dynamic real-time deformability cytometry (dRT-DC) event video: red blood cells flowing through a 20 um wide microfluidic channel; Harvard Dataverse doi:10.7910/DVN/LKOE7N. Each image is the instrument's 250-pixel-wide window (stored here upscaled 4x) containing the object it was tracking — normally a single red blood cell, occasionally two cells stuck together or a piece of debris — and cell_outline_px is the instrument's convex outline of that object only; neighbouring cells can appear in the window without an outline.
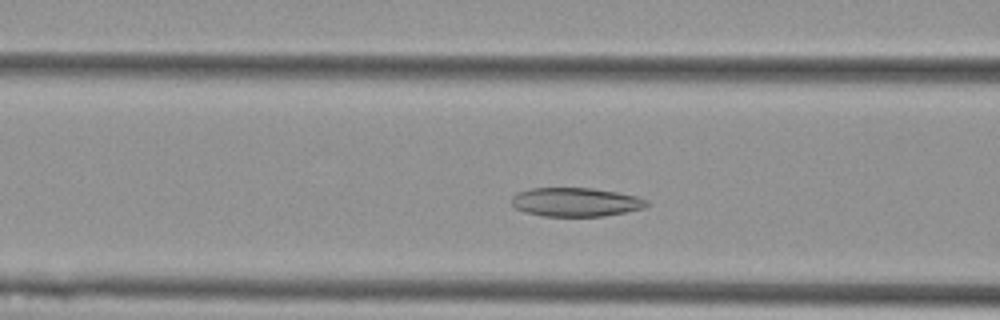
{"species": "Egyptian fruit bat (a non-hibernating species)", "species_latin": "Rousettus aegyptiacus", "temperature_condition": "cold", "stored_images_in_passage": 37, "camera_frame_rate_fps": 3000, "um_per_image_px": 0.085, "animal": {"sex": "female"}, "frame": {"image": 1, "passage_image": 6, "time_ms": 1.667, "image_size_px": [1000, 320], "cell_outline_px": [[652, 204], [644, 208], [604, 216], [540, 216], [524, 212], [516, 208], [512, 204], [512, 196], [528, 188], [592, 188], [616, 192], [636, 196], [648, 200]], "centroid_in_image_um": [48.95, 17.18], "position_along_channel_um": 117.6, "area_um2": 22.77}}
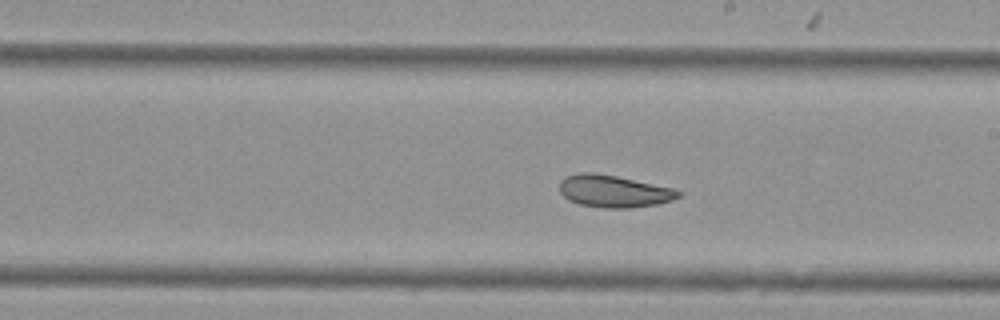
{"frame": {"image": 2, "passage_image": 16, "time_ms": 5.0, "image_size_px": [1000, 320], "cell_outline_px": [[680, 196], [672, 200], [660, 204], [628, 208], [604, 208], [580, 204], [568, 200], [560, 192], [560, 180], [564, 176], [580, 172], [592, 172], [616, 176], [676, 188], [680, 192]], "centroid_in_image_um": [52.18, 16.25], "position_along_channel_um": 236.8, "area_um2": 22.48}}
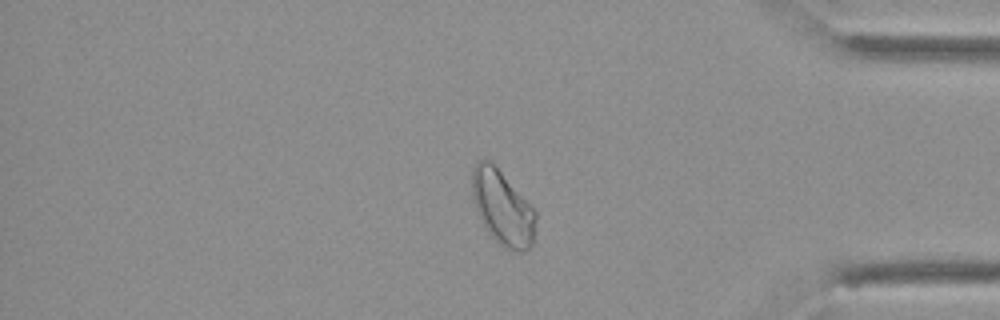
{"frame": {"image": 3, "passage_image": 31, "time_ms": 10.0, "image_size_px": [1000, 320], "cell_outline_px": [[536, 220], [532, 244], [528, 248], [520, 252], [512, 252], [500, 244], [488, 232], [476, 208], [472, 196], [472, 168], [476, 160], [488, 160], [500, 172], [536, 212]], "centroid_in_image_um": [42.7, 17.68], "position_along_channel_um": 392.5, "area_um2": 26.93}, "authors_computed_cell_mechanics": {"area_um2": 23.2356, "velocity_mm_per_s": 3.5932, "shape_relaxation_time_tau1_ms": 5.8596, "shape_relaxation_time_tau2_ms": 2.797, "deformation_change_tau1": 0.1204, "deformation_change_tau2": 0.0855}}